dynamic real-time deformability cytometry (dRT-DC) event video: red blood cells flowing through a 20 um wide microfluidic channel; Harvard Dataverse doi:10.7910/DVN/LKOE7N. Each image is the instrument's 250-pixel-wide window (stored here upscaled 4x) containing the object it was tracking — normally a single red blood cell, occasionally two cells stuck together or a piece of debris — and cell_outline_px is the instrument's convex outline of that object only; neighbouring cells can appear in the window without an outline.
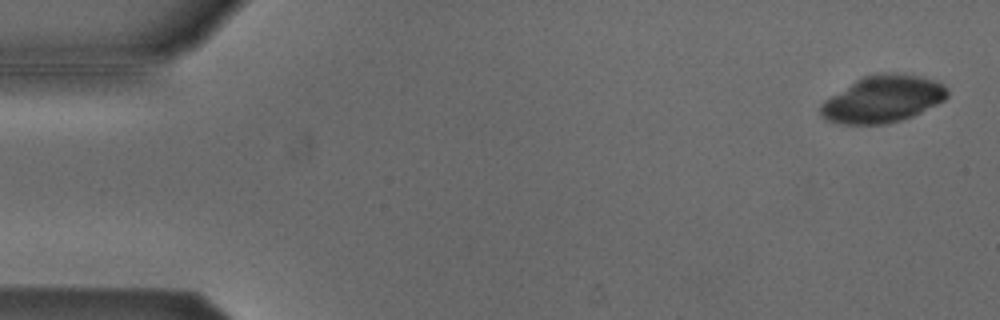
{"species": "Egyptian fruit bat (a non-hibernating species)", "species_latin": "Rousettus aegyptiacus", "temperature_condition": "cold", "stored_images_in_passage": 53, "camera_frame_rate_fps": 3000, "um_per_image_px": 0.085, "animal": {"sex": "male"}, "frame": {"image": 1, "passage_image": 2, "time_ms": 0.333, "image_size_px": [1000, 320], "cell_outline_px": [[948, 96], [944, 100], [912, 116], [900, 120], [884, 124], [836, 124], [824, 120], [820, 116], [820, 104], [824, 100], [856, 80], [864, 76], [880, 72], [896, 72], [916, 76], [932, 80], [944, 84], [948, 88]], "centroid_in_image_um": [74.99, 8.43], "position_along_channel_um": 10.0, "area_um2": 34.68}}
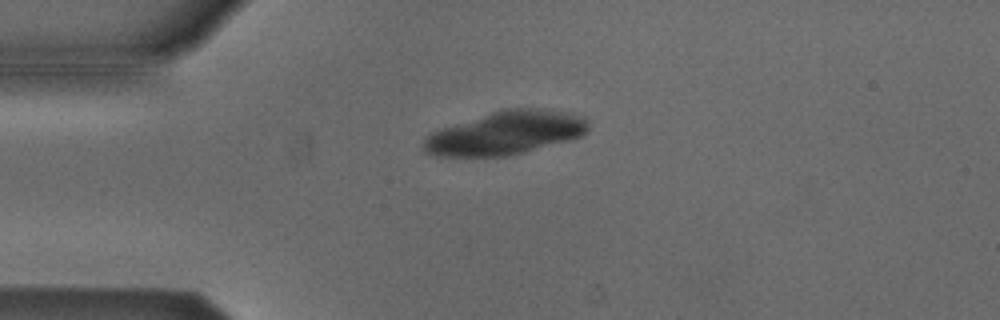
{"frame": {"image": 2, "passage_image": 13, "time_ms": 4.0, "image_size_px": [1000, 320], "cell_outline_px": [[588, 132], [584, 136], [572, 140], [508, 156], [436, 156], [424, 152], [424, 136], [440, 128], [500, 108], [544, 108], [572, 112], [584, 116], [588, 120]], "centroid_in_image_um": [43.02, 11.28], "position_along_channel_um": 42.0, "area_um2": 42.48}}